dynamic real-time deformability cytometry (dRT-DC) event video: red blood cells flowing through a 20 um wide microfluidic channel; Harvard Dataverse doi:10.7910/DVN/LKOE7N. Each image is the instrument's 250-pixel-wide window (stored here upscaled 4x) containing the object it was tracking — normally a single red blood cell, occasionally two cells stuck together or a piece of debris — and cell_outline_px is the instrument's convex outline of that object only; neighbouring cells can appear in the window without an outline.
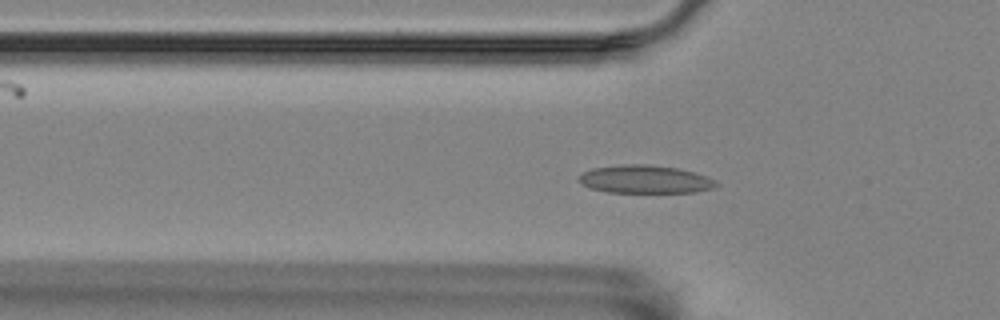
{"species": "Egyptian fruit bat (a non-hibernating species)", "species_latin": "Rousettus aegyptiacus", "temperature_condition": "room temperature", "stored_images_in_passage": 36, "camera_frame_rate_fps": 3000, "um_per_image_px": 0.085, "animal": {"sex": "female"}, "frame": {"image": 1, "passage_image": 10, "time_ms": 3.0, "image_size_px": [1000, 320], "cell_outline_px": [[720, 184], [712, 188], [696, 192], [608, 192], [592, 188], [584, 184], [580, 180], [580, 176], [584, 172], [592, 168], [624, 164], [644, 164], [676, 168], [692, 172], [716, 180]], "centroid_in_image_um": [54.86, 15.24], "position_along_channel_um": 70.9, "area_um2": 22.02}}
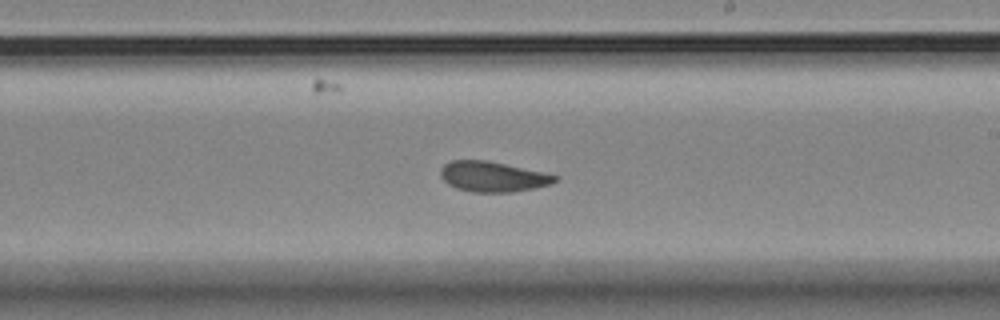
{"frame": {"image": 2, "passage_image": 25, "time_ms": 8.0, "image_size_px": [1000, 320], "cell_outline_px": [[560, 176], [552, 184], [512, 192], [472, 192], [456, 188], [448, 184], [440, 176], [440, 168], [444, 164], [452, 160], [488, 160]], "centroid_in_image_um": [41.86, 15.01], "position_along_channel_um": 247.1, "area_um2": 20.17}}
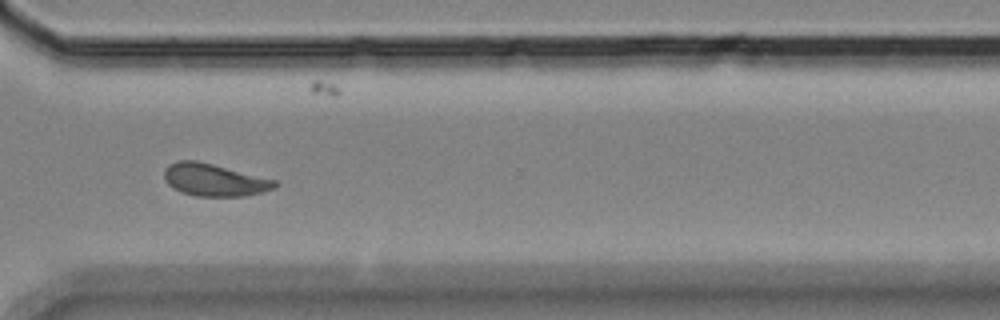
{"frame": {"image": 3, "passage_image": 34, "time_ms": 11.0, "image_size_px": [1000, 320], "cell_outline_px": [[280, 184], [276, 188], [264, 192], [244, 196], [196, 196], [180, 192], [172, 188], [168, 184], [164, 176], [164, 172], [172, 164], [180, 160], [196, 160], [276, 180]], "centroid_in_image_um": [18.26, 15.31], "position_along_channel_um": 352.3, "area_um2": 20.75}, "authors_computed_cell_mechanics": {"area_um2": 20.7791, "velocity_mm_per_s": 3.5029, "shape_relaxation_time_tau1_ms": null, "shape_relaxation_time_tau2_ms": 1.8256, "deformation_change_tau1": null, "deformation_change_tau2": 0.0583}}